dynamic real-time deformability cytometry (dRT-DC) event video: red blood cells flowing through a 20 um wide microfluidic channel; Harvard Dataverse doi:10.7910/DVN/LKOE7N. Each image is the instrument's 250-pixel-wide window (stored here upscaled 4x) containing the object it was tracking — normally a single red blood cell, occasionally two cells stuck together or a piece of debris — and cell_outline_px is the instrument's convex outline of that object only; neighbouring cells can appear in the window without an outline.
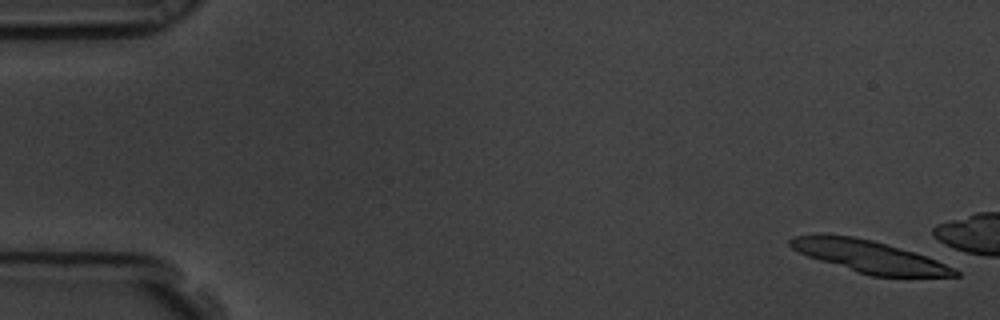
{"species": "common noctule bat (a hibernating species)", "species_latin": "Nyctalus noctula", "temperature_condition": "room temperature", "stored_images_in_passage": 1, "camera_frame_rate_fps": 3000, "um_per_image_px": 0.085, "animal": {"sex": "male", "body_mass_g": 19.5, "forearm_length_mm": 54.6}, "frame": {"image": 1, "passage_image": 1, "time_ms": 0.0, "image_size_px": [1000, 320], "cell_outline_px": [[960, 276], [872, 276], [856, 272], [808, 256], [792, 248], [788, 244], [788, 240], [792, 236], [852, 236], [872, 240], [916, 252], [956, 268], [960, 272]], "centroid_in_image_um": [73.96, 21.82], "position_along_channel_um": 11.0, "area_um2": 30.23}}